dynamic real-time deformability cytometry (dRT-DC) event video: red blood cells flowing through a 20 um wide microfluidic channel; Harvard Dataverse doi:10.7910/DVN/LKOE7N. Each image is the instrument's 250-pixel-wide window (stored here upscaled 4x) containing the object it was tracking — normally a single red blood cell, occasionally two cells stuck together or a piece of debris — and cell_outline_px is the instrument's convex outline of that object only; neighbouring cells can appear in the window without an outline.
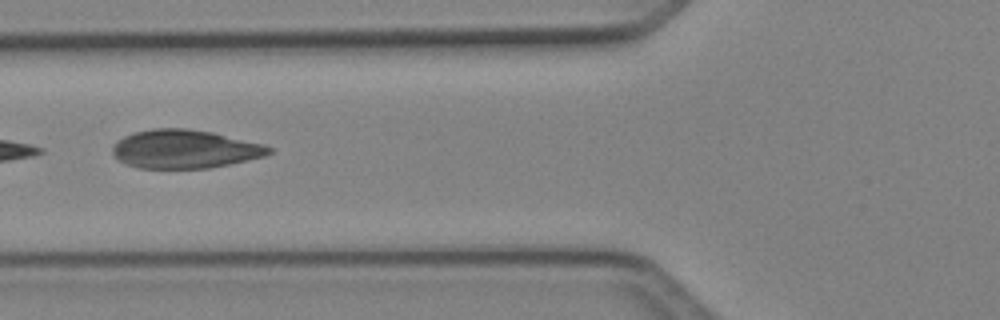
{"species": "Egyptian fruit bat (a non-hibernating species)", "species_latin": "Rousettus aegyptiacus", "temperature_condition": "cold", "stored_images_in_passage": 6, "camera_frame_rate_fps": 3000, "um_per_image_px": 0.085, "animal": {"sex": "female"}, "frame": {"image": 1, "passage_image": 5, "time_ms": 1.333, "image_size_px": [1000, 320], "cell_outline_px": [[272, 152], [264, 156], [228, 164], [208, 168], [140, 168], [124, 164], [112, 152], [112, 144], [116, 140], [132, 132], [152, 128], [188, 128], [212, 132], [264, 144], [272, 148]], "centroid_in_image_um": [15.66, 12.66], "position_along_channel_um": 110.1, "area_um2": 35.2}}
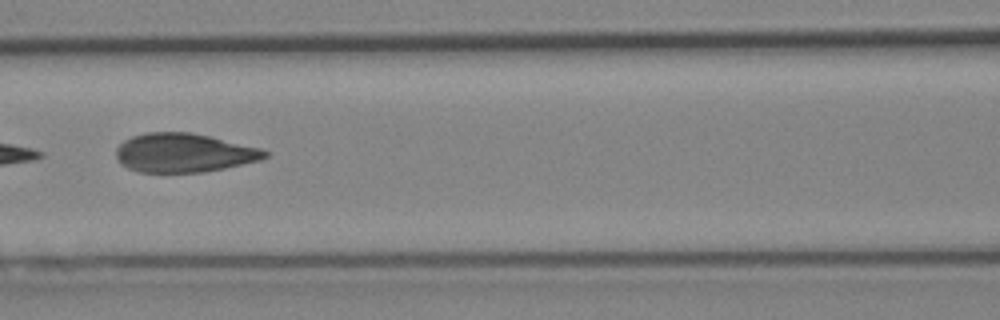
{"frame": {"image": 2, "passage_image": 6, "time_ms": 1.667, "image_size_px": [1000, 320], "cell_outline_px": [[268, 156], [260, 160], [224, 168], [204, 172], [136, 172], [120, 164], [116, 156], [116, 148], [124, 140], [132, 136], [148, 132], [192, 132], [260, 148], [268, 152]], "centroid_in_image_um": [15.59, 12.99], "position_along_channel_um": 151.0, "area_um2": 33.7}}